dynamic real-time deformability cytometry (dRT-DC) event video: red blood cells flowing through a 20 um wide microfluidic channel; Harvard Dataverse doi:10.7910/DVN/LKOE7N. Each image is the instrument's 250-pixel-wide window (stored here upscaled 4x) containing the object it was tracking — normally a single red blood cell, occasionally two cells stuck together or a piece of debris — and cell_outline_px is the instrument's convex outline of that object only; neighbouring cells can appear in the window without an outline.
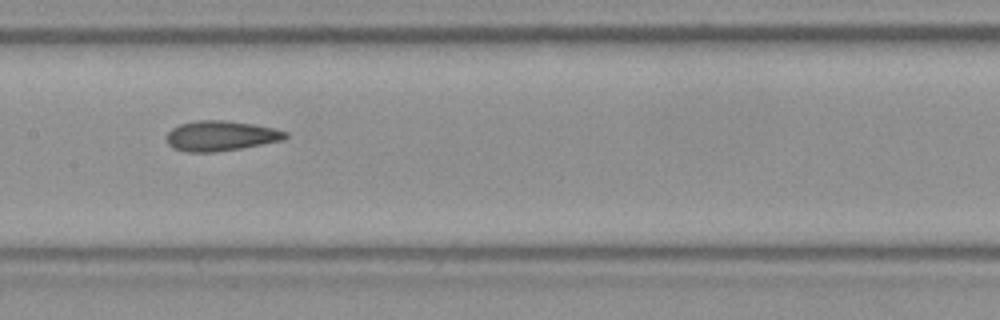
{"species": "Egyptian fruit bat (a non-hibernating species)", "species_latin": "Rousettus aegyptiacus", "temperature_condition": "room temperature", "stored_images_in_passage": 14, "camera_frame_rate_fps": 3000, "um_per_image_px": 0.085, "frame": {"image": 1, "passage_image": 7, "time_ms": 2.0, "image_size_px": [1000, 320], "cell_outline_px": [[288, 136], [284, 140], [240, 148], [216, 152], [184, 152], [172, 148], [168, 144], [164, 136], [172, 128], [180, 124], [196, 120], [224, 120], [252, 124], [276, 128], [288, 132]], "centroid_in_image_um": [18.74, 11.55], "position_along_channel_um": 188.7, "area_um2": 21.1}}
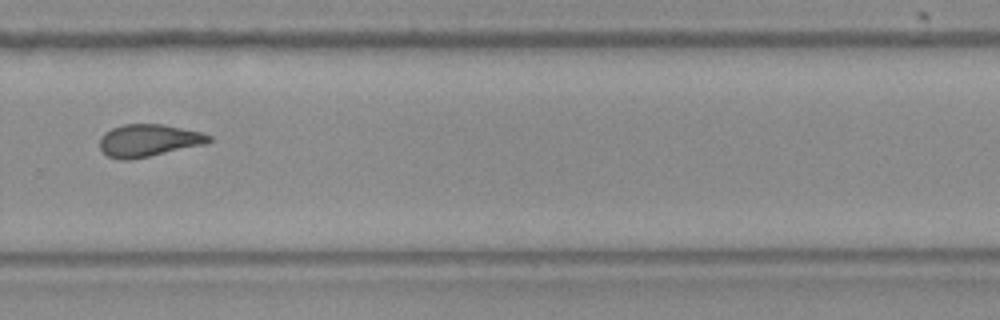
{"frame": {"image": 2, "passage_image": 10, "time_ms": 3.0, "image_size_px": [1000, 320], "cell_outline_px": [[212, 140], [204, 144], [148, 156], [128, 160], [120, 160], [108, 156], [100, 148], [100, 136], [104, 132], [112, 128], [124, 124], [164, 124], [200, 132], [212, 136]], "centroid_in_image_um": [12.6, 11.93], "position_along_channel_um": 317.2, "area_um2": 20.4}}
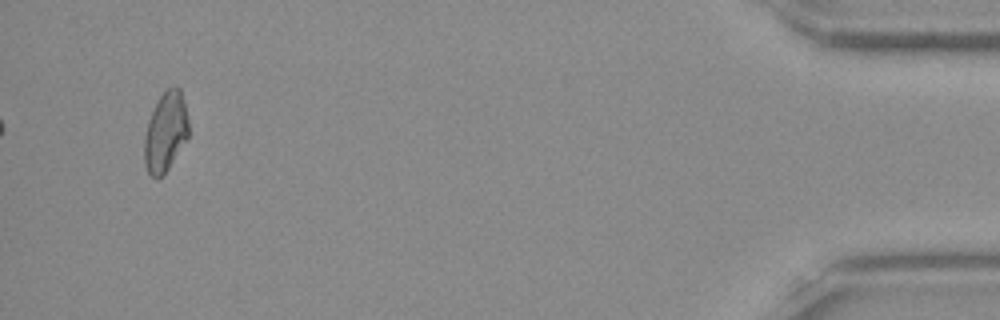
{"frame": {"image": 3, "passage_image": 14, "time_ms": 4.333, "image_size_px": [1000, 320], "cell_outline_px": [[188, 136], [164, 176], [156, 180], [148, 172], [144, 164], [144, 136], [148, 120], [160, 96], [172, 84], [176, 84], [180, 88], [188, 120]], "centroid_in_image_um": [14.05, 11.24], "position_along_channel_um": 421.1, "area_um2": 20.58}}